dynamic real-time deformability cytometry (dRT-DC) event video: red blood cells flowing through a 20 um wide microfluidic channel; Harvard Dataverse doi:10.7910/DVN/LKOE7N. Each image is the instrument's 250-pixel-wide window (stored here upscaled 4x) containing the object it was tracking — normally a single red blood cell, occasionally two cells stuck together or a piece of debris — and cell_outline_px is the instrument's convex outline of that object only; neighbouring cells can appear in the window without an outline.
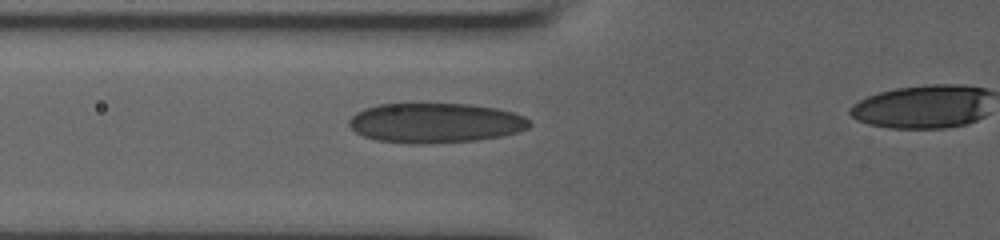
{"species": "human", "species_latin": "Homo sapiens", "temperature_condition": "room temperature", "stored_images_in_passage": 46, "camera_frame_rate_fps": 3000, "um_per_image_px": 0.085, "donor": {"sex": "male"}, "frame": {"image": 1, "passage_image": 18, "time_ms": 5.667, "image_size_px": [1000, 240], "cell_outline_px": [[532, 124], [528, 128], [516, 132], [500, 136], [476, 140], [428, 144], [408, 144], [376, 140], [364, 136], [356, 132], [348, 124], [348, 120], [356, 112], [364, 108], [380, 104], [468, 104], [496, 108], [512, 112], [524, 116], [532, 120]], "centroid_in_image_um": [37.0, 10.45], "position_along_channel_um": 88.8, "area_um2": 42.02}}
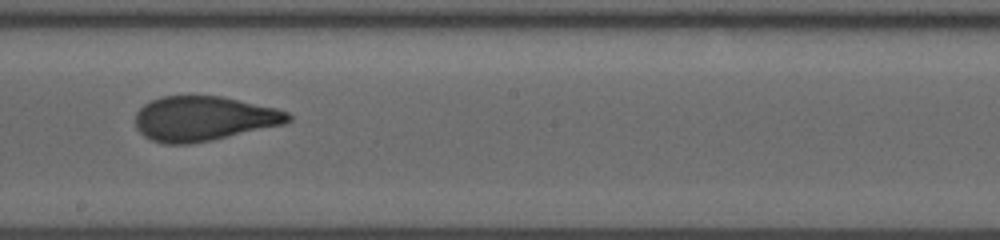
{"frame": {"image": 2, "passage_image": 29, "time_ms": 9.333, "image_size_px": [1000, 240], "cell_outline_px": [[292, 120], [284, 124], [212, 140], [188, 144], [164, 144], [152, 140], [144, 136], [136, 128], [136, 112], [144, 104], [160, 96], [220, 96], [276, 108], [288, 112], [292, 116]], "centroid_in_image_um": [17.3, 10.08], "position_along_channel_um": 230.9, "area_um2": 39.71}}
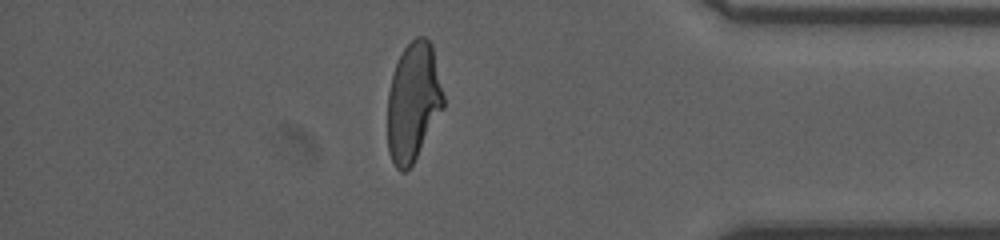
{"frame": {"image": 3, "passage_image": 44, "time_ms": 14.333, "image_size_px": [1000, 240], "cell_outline_px": [[444, 108], [412, 164], [404, 172], [400, 172], [396, 168], [388, 152], [388, 92], [392, 72], [404, 48], [416, 36], [424, 36], [432, 44], [444, 96]], "centroid_in_image_um": [35.12, 8.65], "position_along_channel_um": 400.1, "area_um2": 38.61}}